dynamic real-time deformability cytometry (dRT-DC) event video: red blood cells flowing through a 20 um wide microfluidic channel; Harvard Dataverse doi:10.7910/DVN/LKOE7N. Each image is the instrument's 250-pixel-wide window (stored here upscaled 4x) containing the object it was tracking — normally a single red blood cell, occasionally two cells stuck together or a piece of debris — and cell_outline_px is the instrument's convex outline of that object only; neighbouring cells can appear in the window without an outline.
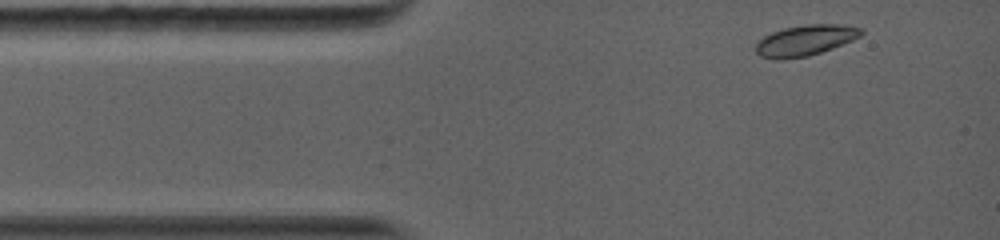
{"species": "common noctule bat (a hibernating species)", "species_latin": "Nyctalus noctula", "temperature_condition": "warm", "stored_images_in_passage": 4, "camera_frame_rate_fps": 5000, "um_per_image_px": 0.085, "animal": {"sex": "female", "body_mass_g": 19.0, "forearm_length_mm": 56.7}, "frame": {"image": 1, "passage_image": 1, "time_ms": 0.0, "image_size_px": [1000, 240], "cell_outline_px": [[864, 32], [860, 36], [852, 40], [832, 48], [808, 56], [784, 60], [772, 60], [760, 56], [756, 52], [756, 44], [764, 36], [772, 32], [784, 28], [808, 24], [844, 24], [864, 28]], "centroid_in_image_um": [68.45, 3.43], "position_along_channel_um": 16.5, "area_um2": 19.02}}
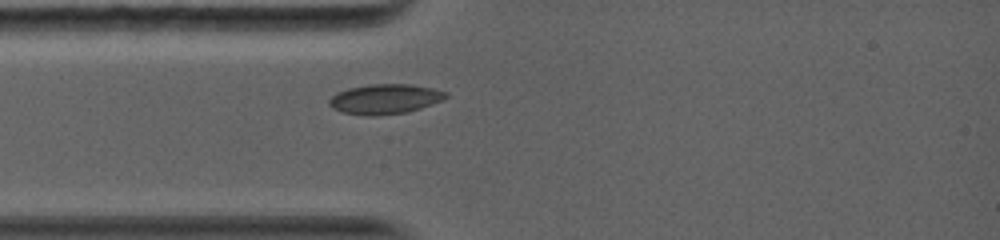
{"frame": {"image": 2, "passage_image": 4, "time_ms": 2.0, "image_size_px": [1000, 240], "cell_outline_px": [[448, 96], [432, 104], [408, 112], [372, 116], [368, 116], [340, 112], [332, 108], [328, 104], [328, 100], [336, 92], [348, 88], [368, 84], [412, 84], [432, 88], [448, 92]], "centroid_in_image_um": [32.68, 8.41], "position_along_channel_um": 52.3, "area_um2": 20.46}}